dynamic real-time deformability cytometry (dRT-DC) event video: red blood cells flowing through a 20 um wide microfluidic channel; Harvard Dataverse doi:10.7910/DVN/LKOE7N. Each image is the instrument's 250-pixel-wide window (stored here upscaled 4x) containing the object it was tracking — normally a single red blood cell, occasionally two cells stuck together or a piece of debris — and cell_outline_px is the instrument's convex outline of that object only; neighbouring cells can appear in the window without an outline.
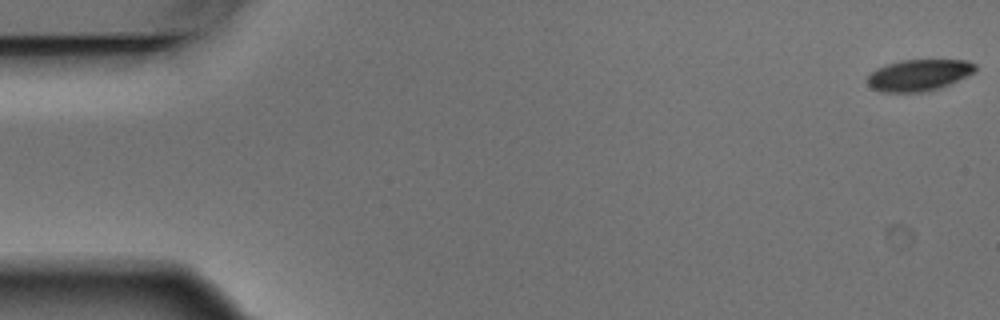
{"species": "Egyptian fruit bat (a non-hibernating species)", "species_latin": "Rousettus aegyptiacus", "temperature_condition": "warm", "stored_images_in_passage": 6, "segment_of_instrument_passage": [1, 2], "camera_frame_rate_fps": 3000, "um_per_image_px": 0.085, "animal": {"sex": "male"}, "frame": {"image": 1, "passage_image": 1, "time_ms": 0.0, "image_size_px": [1000, 320], "cell_outline_px": [[976, 68], [972, 72], [948, 84], [928, 92], [880, 92], [872, 88], [868, 84], [868, 76], [876, 68], [900, 60], [968, 60], [976, 64]], "centroid_in_image_um": [78.06, 6.38], "position_along_channel_um": 6.9, "area_um2": 19.54}}